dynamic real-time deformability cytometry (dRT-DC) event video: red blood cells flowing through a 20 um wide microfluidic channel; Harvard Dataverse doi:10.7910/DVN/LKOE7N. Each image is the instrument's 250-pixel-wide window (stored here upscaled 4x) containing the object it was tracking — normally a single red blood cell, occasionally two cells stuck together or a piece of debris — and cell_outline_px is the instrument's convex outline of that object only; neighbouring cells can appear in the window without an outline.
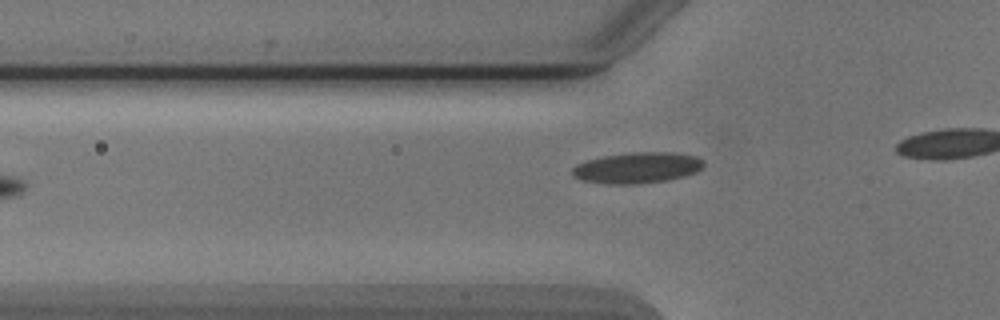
{"species": "Egyptian fruit bat (a non-hibernating species)", "species_latin": "Rousettus aegyptiacus", "temperature_condition": "cold", "stored_images_in_passage": 6, "camera_frame_rate_fps": 3000, "um_per_image_px": 0.085, "animal": {"sex": "male"}, "frame": {"image": 1, "passage_image": 6, "time_ms": 5.667, "image_size_px": [1000, 320], "cell_outline_px": [[704, 164], [696, 172], [684, 176], [664, 180], [636, 184], [608, 184], [580, 180], [572, 176], [572, 168], [576, 164], [588, 160], [604, 156], [632, 152], [672, 152], [696, 156], [704, 160]], "centroid_in_image_um": [54.14, 14.26], "position_along_channel_um": 71.7, "area_um2": 23.64}}